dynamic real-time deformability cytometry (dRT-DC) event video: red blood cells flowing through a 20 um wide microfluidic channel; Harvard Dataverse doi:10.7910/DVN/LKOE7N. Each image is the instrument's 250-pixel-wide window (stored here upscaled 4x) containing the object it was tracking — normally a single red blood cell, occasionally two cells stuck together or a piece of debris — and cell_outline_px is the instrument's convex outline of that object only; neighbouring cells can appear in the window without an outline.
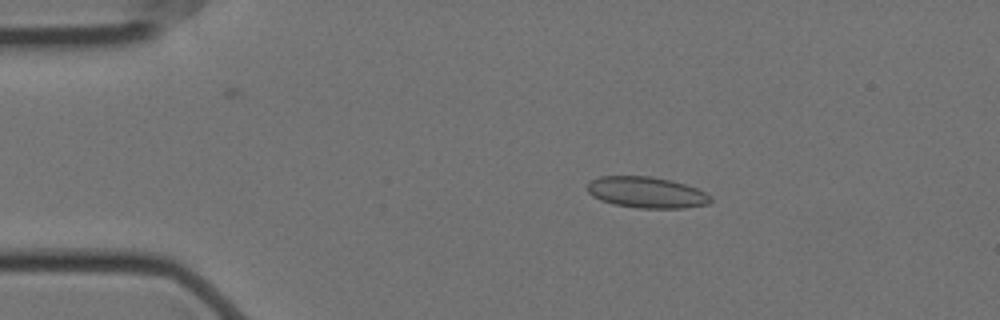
{"species": "Egyptian fruit bat (a non-hibernating species)", "species_latin": "Rousettus aegyptiacus", "temperature_condition": "cold", "stored_images_in_passage": 59, "camera_frame_rate_fps": 3000, "um_per_image_px": 0.085, "animal": {"sex": "female"}, "frame": {"image": 1, "passage_image": 11, "time_ms": 3.333, "image_size_px": [1000, 320], "cell_outline_px": [[712, 200], [708, 204], [684, 208], [636, 208], [612, 204], [600, 200], [592, 196], [588, 192], [588, 184], [592, 180], [600, 176], [652, 176], [672, 180], [696, 188], [712, 196]], "centroid_in_image_um": [54.96, 16.36], "position_along_channel_um": 30.0, "area_um2": 22.48}}
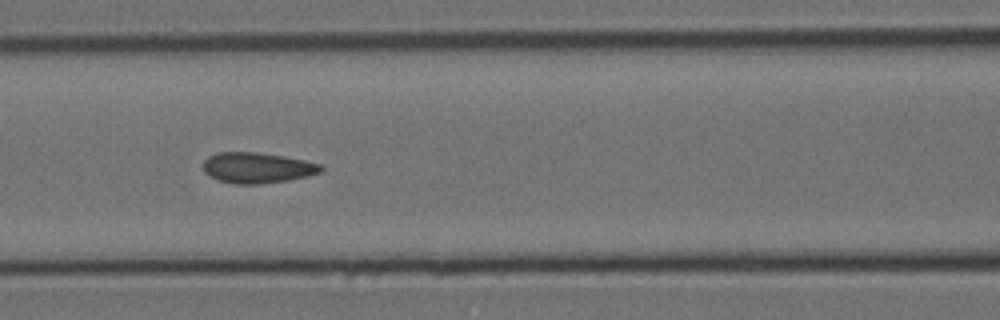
{"frame": {"image": 2, "passage_image": 25, "time_ms": 8.0, "image_size_px": [1000, 320], "cell_outline_px": [[324, 168], [320, 172], [308, 176], [288, 180], [260, 184], [232, 184], [216, 180], [204, 172], [204, 160], [208, 156], [216, 152], [256, 152], [284, 156], [304, 160], [320, 164]], "centroid_in_image_um": [21.84, 14.26], "position_along_channel_um": 144.8, "area_um2": 21.15}}
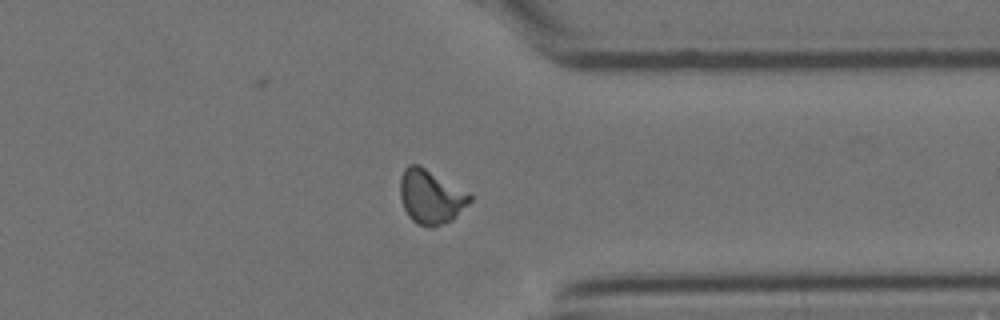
{"frame": {"image": 3, "passage_image": 45, "time_ms": 14.667, "image_size_px": [1000, 320], "cell_outline_px": [[472, 200], [452, 220], [444, 224], [432, 228], [428, 228], [416, 224], [408, 216], [404, 208], [400, 196], [400, 176], [404, 168], [408, 164], [420, 164], [468, 192], [472, 196]], "centroid_in_image_um": [36.6, 16.72], "position_along_channel_um": 374.8, "area_um2": 22.31}}